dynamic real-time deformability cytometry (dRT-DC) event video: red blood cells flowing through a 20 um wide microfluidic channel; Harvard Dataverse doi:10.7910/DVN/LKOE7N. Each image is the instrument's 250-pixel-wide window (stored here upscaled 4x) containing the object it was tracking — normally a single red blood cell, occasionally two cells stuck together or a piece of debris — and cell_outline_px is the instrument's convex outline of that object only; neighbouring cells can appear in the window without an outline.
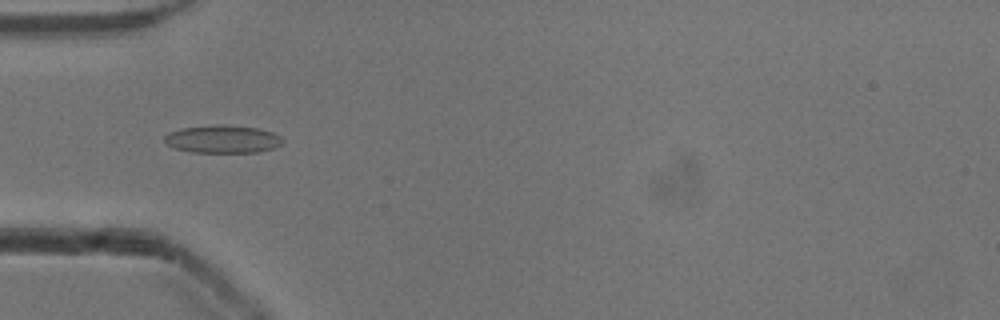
{"species": "common noctule bat (a hibernating species)", "species_latin": "Nyctalus noctula", "temperature_condition": "cold", "stored_images_in_passage": 42, "camera_frame_rate_fps": 3000, "um_per_image_px": 0.085, "animal": {"sex": "male", "body_mass_g": 13.3}, "frame": {"image": 1, "passage_image": 6, "time_ms": 1.667, "image_size_px": [1000, 320], "cell_outline_px": [[284, 140], [276, 148], [256, 152], [192, 152], [176, 148], [168, 144], [164, 140], [164, 136], [168, 132], [180, 128], [216, 124], [256, 128], [272, 132], [280, 136]], "centroid_in_image_um": [18.92, 11.82], "position_along_channel_um": 66.1, "area_um2": 19.07}}
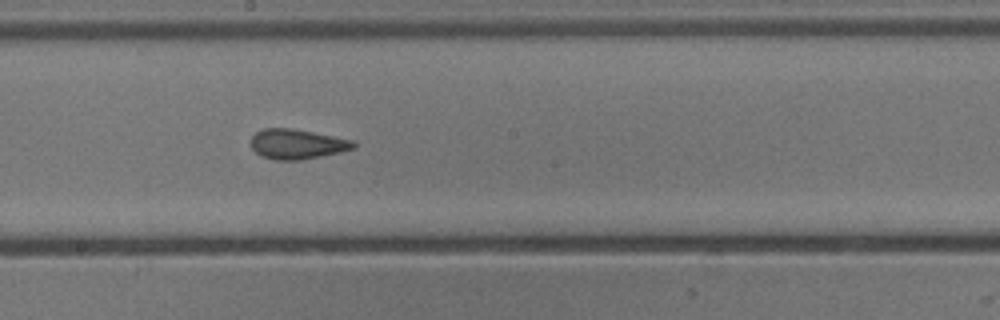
{"frame": {"image": 2, "passage_image": 18, "time_ms": 5.667, "image_size_px": [1000, 320], "cell_outline_px": [[356, 148], [340, 152], [300, 160], [276, 160], [264, 156], [256, 152], [252, 148], [252, 136], [256, 132], [264, 128], [292, 128], [352, 140], [356, 144]], "centroid_in_image_um": [25.26, 12.24], "position_along_channel_um": 222.9, "area_um2": 17.63}}
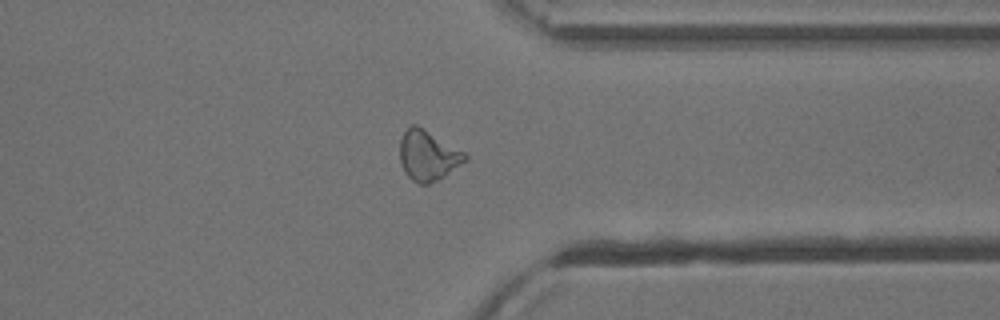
{"frame": {"image": 3, "passage_image": 30, "time_ms": 9.667, "image_size_px": [1000, 320], "cell_outline_px": [[468, 160], [444, 176], [428, 184], [420, 184], [412, 180], [404, 172], [400, 164], [400, 140], [404, 132], [412, 124], [416, 124], [424, 128], [464, 152], [468, 156]], "centroid_in_image_um": [36.36, 13.22], "position_along_channel_um": 375.0, "area_um2": 19.02}, "authors_computed_cell_mechanics": {"area_um2": 18.0914, "velocity_mm_per_s": 3.9118, "shape_relaxation_time_tau1_ms": 5.517, "shape_relaxation_time_tau2_ms": 1.9387, "deformation_change_tau1": 0.1589, "deformation_change_tau2": 0.1044}}